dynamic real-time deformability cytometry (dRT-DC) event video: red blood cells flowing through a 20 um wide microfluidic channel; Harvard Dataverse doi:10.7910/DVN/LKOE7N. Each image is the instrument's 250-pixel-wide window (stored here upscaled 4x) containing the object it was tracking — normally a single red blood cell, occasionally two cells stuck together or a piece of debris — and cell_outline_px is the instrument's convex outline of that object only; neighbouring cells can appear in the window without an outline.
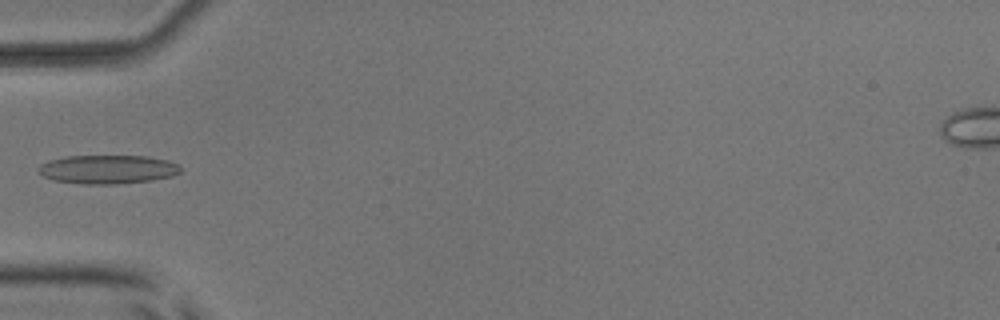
{"species": "common noctule bat (a hibernating species)", "species_latin": "Nyctalus noctula", "temperature_condition": "room temperature", "stored_images_in_passage": 4, "camera_frame_rate_fps": 3000, "um_per_image_px": 0.085, "animal": {"sex": "male", "body_mass_g": 17.9, "forearm_length_mm": 54.2}, "frame": {"image": 1, "passage_image": 3, "time_ms": 3.333, "image_size_px": [1000, 320], "cell_outline_px": [[180, 172], [172, 176], [152, 180], [116, 184], [88, 184], [56, 180], [44, 176], [36, 168], [40, 164], [48, 160], [64, 156], [148, 156], [168, 160], [180, 164]], "centroid_in_image_um": [9.17, 14.38], "position_along_channel_um": 75.8, "area_um2": 23.81}}
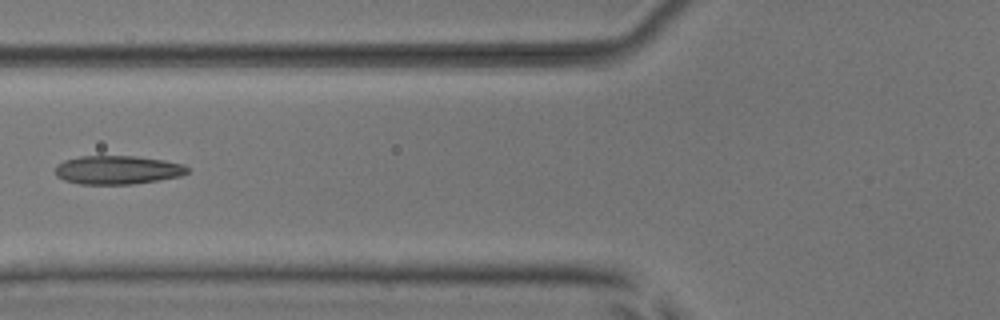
{"frame": {"image": 2, "passage_image": 4, "time_ms": 4.333, "image_size_px": [1000, 320], "cell_outline_px": [[188, 172], [180, 176], [132, 184], [80, 184], [64, 180], [56, 176], [56, 168], [64, 160], [80, 156], [132, 156], [164, 160], [184, 164], [188, 168]], "centroid_in_image_um": [9.99, 14.44], "position_along_channel_um": 115.8, "area_um2": 21.85}}